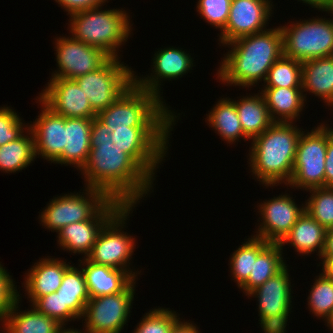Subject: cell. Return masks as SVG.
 Here are the masks:
<instances>
[{
    "instance_id": "10",
    "label": "cell",
    "mask_w": 333,
    "mask_h": 333,
    "mask_svg": "<svg viewBox=\"0 0 333 333\" xmlns=\"http://www.w3.org/2000/svg\"><path fill=\"white\" fill-rule=\"evenodd\" d=\"M85 193L54 197L39 214L40 224L58 232L64 226L92 219L111 198L102 190L85 187ZM86 195V196H85Z\"/></svg>"
},
{
    "instance_id": "16",
    "label": "cell",
    "mask_w": 333,
    "mask_h": 333,
    "mask_svg": "<svg viewBox=\"0 0 333 333\" xmlns=\"http://www.w3.org/2000/svg\"><path fill=\"white\" fill-rule=\"evenodd\" d=\"M287 194L263 201L257 206L262 222L259 224L260 226L258 225L254 236L271 243H279L291 230L305 211V205L298 207L295 199Z\"/></svg>"
},
{
    "instance_id": "45",
    "label": "cell",
    "mask_w": 333,
    "mask_h": 333,
    "mask_svg": "<svg viewBox=\"0 0 333 333\" xmlns=\"http://www.w3.org/2000/svg\"><path fill=\"white\" fill-rule=\"evenodd\" d=\"M321 259L323 273L333 278V253H322Z\"/></svg>"
},
{
    "instance_id": "11",
    "label": "cell",
    "mask_w": 333,
    "mask_h": 333,
    "mask_svg": "<svg viewBox=\"0 0 333 333\" xmlns=\"http://www.w3.org/2000/svg\"><path fill=\"white\" fill-rule=\"evenodd\" d=\"M119 58H110L98 70L74 79L98 114L134 83V71Z\"/></svg>"
},
{
    "instance_id": "8",
    "label": "cell",
    "mask_w": 333,
    "mask_h": 333,
    "mask_svg": "<svg viewBox=\"0 0 333 333\" xmlns=\"http://www.w3.org/2000/svg\"><path fill=\"white\" fill-rule=\"evenodd\" d=\"M327 151V124L316 128L299 137L293 174L289 187L308 190L325 187V158Z\"/></svg>"
},
{
    "instance_id": "44",
    "label": "cell",
    "mask_w": 333,
    "mask_h": 333,
    "mask_svg": "<svg viewBox=\"0 0 333 333\" xmlns=\"http://www.w3.org/2000/svg\"><path fill=\"white\" fill-rule=\"evenodd\" d=\"M191 323V324H190ZM196 324L179 320L171 329L170 333H200Z\"/></svg>"
},
{
    "instance_id": "7",
    "label": "cell",
    "mask_w": 333,
    "mask_h": 333,
    "mask_svg": "<svg viewBox=\"0 0 333 333\" xmlns=\"http://www.w3.org/2000/svg\"><path fill=\"white\" fill-rule=\"evenodd\" d=\"M328 19L313 17L280 26L283 55L301 62L333 56V19Z\"/></svg>"
},
{
    "instance_id": "37",
    "label": "cell",
    "mask_w": 333,
    "mask_h": 333,
    "mask_svg": "<svg viewBox=\"0 0 333 333\" xmlns=\"http://www.w3.org/2000/svg\"><path fill=\"white\" fill-rule=\"evenodd\" d=\"M170 308H154L149 310L138 323L133 333H170L180 320L176 311Z\"/></svg>"
},
{
    "instance_id": "25",
    "label": "cell",
    "mask_w": 333,
    "mask_h": 333,
    "mask_svg": "<svg viewBox=\"0 0 333 333\" xmlns=\"http://www.w3.org/2000/svg\"><path fill=\"white\" fill-rule=\"evenodd\" d=\"M302 90L305 100L307 91L333 108V56L302 62Z\"/></svg>"
},
{
    "instance_id": "3",
    "label": "cell",
    "mask_w": 333,
    "mask_h": 333,
    "mask_svg": "<svg viewBox=\"0 0 333 333\" xmlns=\"http://www.w3.org/2000/svg\"><path fill=\"white\" fill-rule=\"evenodd\" d=\"M301 130L293 122H274L253 139L248 153L250 172L264 186L290 182Z\"/></svg>"
},
{
    "instance_id": "36",
    "label": "cell",
    "mask_w": 333,
    "mask_h": 333,
    "mask_svg": "<svg viewBox=\"0 0 333 333\" xmlns=\"http://www.w3.org/2000/svg\"><path fill=\"white\" fill-rule=\"evenodd\" d=\"M312 195L305 201V211L326 230L333 228V187L308 190Z\"/></svg>"
},
{
    "instance_id": "5",
    "label": "cell",
    "mask_w": 333,
    "mask_h": 333,
    "mask_svg": "<svg viewBox=\"0 0 333 333\" xmlns=\"http://www.w3.org/2000/svg\"><path fill=\"white\" fill-rule=\"evenodd\" d=\"M101 9L99 6L71 14L69 31L75 39L100 48L111 58H120L119 48L131 36L130 16L122 8Z\"/></svg>"
},
{
    "instance_id": "13",
    "label": "cell",
    "mask_w": 333,
    "mask_h": 333,
    "mask_svg": "<svg viewBox=\"0 0 333 333\" xmlns=\"http://www.w3.org/2000/svg\"><path fill=\"white\" fill-rule=\"evenodd\" d=\"M134 280L124 291L88 300L82 318L85 333H120L130 316L135 295Z\"/></svg>"
},
{
    "instance_id": "48",
    "label": "cell",
    "mask_w": 333,
    "mask_h": 333,
    "mask_svg": "<svg viewBox=\"0 0 333 333\" xmlns=\"http://www.w3.org/2000/svg\"><path fill=\"white\" fill-rule=\"evenodd\" d=\"M322 11H326L331 14H333V0H328L325 6L321 9ZM333 19V18H332Z\"/></svg>"
},
{
    "instance_id": "32",
    "label": "cell",
    "mask_w": 333,
    "mask_h": 333,
    "mask_svg": "<svg viewBox=\"0 0 333 333\" xmlns=\"http://www.w3.org/2000/svg\"><path fill=\"white\" fill-rule=\"evenodd\" d=\"M27 131V132H26ZM16 140L0 146V171L15 173L28 167L36 158L34 137L28 128Z\"/></svg>"
},
{
    "instance_id": "9",
    "label": "cell",
    "mask_w": 333,
    "mask_h": 333,
    "mask_svg": "<svg viewBox=\"0 0 333 333\" xmlns=\"http://www.w3.org/2000/svg\"><path fill=\"white\" fill-rule=\"evenodd\" d=\"M172 127H128L111 133L112 141L129 154L154 180L159 163L165 160ZM157 167V168H156Z\"/></svg>"
},
{
    "instance_id": "35",
    "label": "cell",
    "mask_w": 333,
    "mask_h": 333,
    "mask_svg": "<svg viewBox=\"0 0 333 333\" xmlns=\"http://www.w3.org/2000/svg\"><path fill=\"white\" fill-rule=\"evenodd\" d=\"M264 87H302V62L282 55L269 69Z\"/></svg>"
},
{
    "instance_id": "50",
    "label": "cell",
    "mask_w": 333,
    "mask_h": 333,
    "mask_svg": "<svg viewBox=\"0 0 333 333\" xmlns=\"http://www.w3.org/2000/svg\"><path fill=\"white\" fill-rule=\"evenodd\" d=\"M326 326H328L331 331L333 330V318L328 322V324H326Z\"/></svg>"
},
{
    "instance_id": "1",
    "label": "cell",
    "mask_w": 333,
    "mask_h": 333,
    "mask_svg": "<svg viewBox=\"0 0 333 333\" xmlns=\"http://www.w3.org/2000/svg\"><path fill=\"white\" fill-rule=\"evenodd\" d=\"M113 130L97 117L92 119L90 153L80 170L85 187L104 191L124 205H136L151 192L154 179L112 141Z\"/></svg>"
},
{
    "instance_id": "43",
    "label": "cell",
    "mask_w": 333,
    "mask_h": 333,
    "mask_svg": "<svg viewBox=\"0 0 333 333\" xmlns=\"http://www.w3.org/2000/svg\"><path fill=\"white\" fill-rule=\"evenodd\" d=\"M325 187H333V128L327 126V151L325 158Z\"/></svg>"
},
{
    "instance_id": "41",
    "label": "cell",
    "mask_w": 333,
    "mask_h": 333,
    "mask_svg": "<svg viewBox=\"0 0 333 333\" xmlns=\"http://www.w3.org/2000/svg\"><path fill=\"white\" fill-rule=\"evenodd\" d=\"M14 282L12 276L0 263V322L5 320L14 304L21 299Z\"/></svg>"
},
{
    "instance_id": "34",
    "label": "cell",
    "mask_w": 333,
    "mask_h": 333,
    "mask_svg": "<svg viewBox=\"0 0 333 333\" xmlns=\"http://www.w3.org/2000/svg\"><path fill=\"white\" fill-rule=\"evenodd\" d=\"M315 279L308 295V308L314 316L328 324L333 318V278L322 272Z\"/></svg>"
},
{
    "instance_id": "19",
    "label": "cell",
    "mask_w": 333,
    "mask_h": 333,
    "mask_svg": "<svg viewBox=\"0 0 333 333\" xmlns=\"http://www.w3.org/2000/svg\"><path fill=\"white\" fill-rule=\"evenodd\" d=\"M152 60L153 73L150 76L146 75L147 77H137L134 73V83L155 94L161 100L163 97L160 94V81L181 78L193 67V59L190 54L173 46L156 51Z\"/></svg>"
},
{
    "instance_id": "38",
    "label": "cell",
    "mask_w": 333,
    "mask_h": 333,
    "mask_svg": "<svg viewBox=\"0 0 333 333\" xmlns=\"http://www.w3.org/2000/svg\"><path fill=\"white\" fill-rule=\"evenodd\" d=\"M232 0H198L197 12L207 23L222 31L228 21Z\"/></svg>"
},
{
    "instance_id": "6",
    "label": "cell",
    "mask_w": 333,
    "mask_h": 333,
    "mask_svg": "<svg viewBox=\"0 0 333 333\" xmlns=\"http://www.w3.org/2000/svg\"><path fill=\"white\" fill-rule=\"evenodd\" d=\"M133 207L136 206L123 205L105 223L86 259L95 264L127 271L134 279H137V274L140 272H133V269L131 270L129 267L133 251L136 248V239L122 231Z\"/></svg>"
},
{
    "instance_id": "21",
    "label": "cell",
    "mask_w": 333,
    "mask_h": 333,
    "mask_svg": "<svg viewBox=\"0 0 333 333\" xmlns=\"http://www.w3.org/2000/svg\"><path fill=\"white\" fill-rule=\"evenodd\" d=\"M48 257V258H47ZM42 258L37 261L25 276L24 286L27 299L34 303L38 298L56 292L70 263L59 258Z\"/></svg>"
},
{
    "instance_id": "2",
    "label": "cell",
    "mask_w": 333,
    "mask_h": 333,
    "mask_svg": "<svg viewBox=\"0 0 333 333\" xmlns=\"http://www.w3.org/2000/svg\"><path fill=\"white\" fill-rule=\"evenodd\" d=\"M224 46L232 48L224 55L217 78L230 86L254 87L265 81L269 69L283 55V34L280 26L268 28Z\"/></svg>"
},
{
    "instance_id": "46",
    "label": "cell",
    "mask_w": 333,
    "mask_h": 333,
    "mask_svg": "<svg viewBox=\"0 0 333 333\" xmlns=\"http://www.w3.org/2000/svg\"><path fill=\"white\" fill-rule=\"evenodd\" d=\"M323 253H333V228L327 229Z\"/></svg>"
},
{
    "instance_id": "24",
    "label": "cell",
    "mask_w": 333,
    "mask_h": 333,
    "mask_svg": "<svg viewBox=\"0 0 333 333\" xmlns=\"http://www.w3.org/2000/svg\"><path fill=\"white\" fill-rule=\"evenodd\" d=\"M326 231L318 221L304 211L279 245L283 249L285 243L289 244L303 256L318 250L317 256L320 259L325 248Z\"/></svg>"
},
{
    "instance_id": "30",
    "label": "cell",
    "mask_w": 333,
    "mask_h": 333,
    "mask_svg": "<svg viewBox=\"0 0 333 333\" xmlns=\"http://www.w3.org/2000/svg\"><path fill=\"white\" fill-rule=\"evenodd\" d=\"M206 116L207 124L211 128L213 127L225 142L227 141V143L231 144L239 141L241 138L244 141L248 140L244 135L234 99L231 100L228 97L220 98L216 106Z\"/></svg>"
},
{
    "instance_id": "4",
    "label": "cell",
    "mask_w": 333,
    "mask_h": 333,
    "mask_svg": "<svg viewBox=\"0 0 333 333\" xmlns=\"http://www.w3.org/2000/svg\"><path fill=\"white\" fill-rule=\"evenodd\" d=\"M174 113L155 94L133 83L97 118L115 131L128 127H172L178 117Z\"/></svg>"
},
{
    "instance_id": "51",
    "label": "cell",
    "mask_w": 333,
    "mask_h": 333,
    "mask_svg": "<svg viewBox=\"0 0 333 333\" xmlns=\"http://www.w3.org/2000/svg\"><path fill=\"white\" fill-rule=\"evenodd\" d=\"M264 333H286L285 331H264Z\"/></svg>"
},
{
    "instance_id": "17",
    "label": "cell",
    "mask_w": 333,
    "mask_h": 333,
    "mask_svg": "<svg viewBox=\"0 0 333 333\" xmlns=\"http://www.w3.org/2000/svg\"><path fill=\"white\" fill-rule=\"evenodd\" d=\"M49 81L37 97L54 113L64 118L97 117L89 99L75 80L50 78Z\"/></svg>"
},
{
    "instance_id": "28",
    "label": "cell",
    "mask_w": 333,
    "mask_h": 333,
    "mask_svg": "<svg viewBox=\"0 0 333 333\" xmlns=\"http://www.w3.org/2000/svg\"><path fill=\"white\" fill-rule=\"evenodd\" d=\"M244 135L253 140L261 135L274 121L271 119L266 100L260 92L234 101Z\"/></svg>"
},
{
    "instance_id": "22",
    "label": "cell",
    "mask_w": 333,
    "mask_h": 333,
    "mask_svg": "<svg viewBox=\"0 0 333 333\" xmlns=\"http://www.w3.org/2000/svg\"><path fill=\"white\" fill-rule=\"evenodd\" d=\"M92 119L64 118V149L62 154L53 162L73 165L81 170L87 163L90 153V133Z\"/></svg>"
},
{
    "instance_id": "33",
    "label": "cell",
    "mask_w": 333,
    "mask_h": 333,
    "mask_svg": "<svg viewBox=\"0 0 333 333\" xmlns=\"http://www.w3.org/2000/svg\"><path fill=\"white\" fill-rule=\"evenodd\" d=\"M262 238L251 236L240 245L231 255L230 270L233 280L240 287L248 280L250 272L253 271V258H257L258 254L269 244Z\"/></svg>"
},
{
    "instance_id": "40",
    "label": "cell",
    "mask_w": 333,
    "mask_h": 333,
    "mask_svg": "<svg viewBox=\"0 0 333 333\" xmlns=\"http://www.w3.org/2000/svg\"><path fill=\"white\" fill-rule=\"evenodd\" d=\"M14 109L0 107V146L16 140L28 129Z\"/></svg>"
},
{
    "instance_id": "47",
    "label": "cell",
    "mask_w": 333,
    "mask_h": 333,
    "mask_svg": "<svg viewBox=\"0 0 333 333\" xmlns=\"http://www.w3.org/2000/svg\"><path fill=\"white\" fill-rule=\"evenodd\" d=\"M302 1L305 4L311 5L312 8H316L321 11V9L325 6L328 0H298Z\"/></svg>"
},
{
    "instance_id": "23",
    "label": "cell",
    "mask_w": 333,
    "mask_h": 333,
    "mask_svg": "<svg viewBox=\"0 0 333 333\" xmlns=\"http://www.w3.org/2000/svg\"><path fill=\"white\" fill-rule=\"evenodd\" d=\"M83 260H79V266L83 270L90 298L122 292L135 280L127 271L95 264L86 258Z\"/></svg>"
},
{
    "instance_id": "42",
    "label": "cell",
    "mask_w": 333,
    "mask_h": 333,
    "mask_svg": "<svg viewBox=\"0 0 333 333\" xmlns=\"http://www.w3.org/2000/svg\"><path fill=\"white\" fill-rule=\"evenodd\" d=\"M61 8H63L68 15L85 11L91 8H96L99 6H104L107 0H55Z\"/></svg>"
},
{
    "instance_id": "39",
    "label": "cell",
    "mask_w": 333,
    "mask_h": 333,
    "mask_svg": "<svg viewBox=\"0 0 333 333\" xmlns=\"http://www.w3.org/2000/svg\"><path fill=\"white\" fill-rule=\"evenodd\" d=\"M39 312L57 320L61 325H68V321L80 320L70 309H62V300L57 292L38 298L33 304Z\"/></svg>"
},
{
    "instance_id": "49",
    "label": "cell",
    "mask_w": 333,
    "mask_h": 333,
    "mask_svg": "<svg viewBox=\"0 0 333 333\" xmlns=\"http://www.w3.org/2000/svg\"><path fill=\"white\" fill-rule=\"evenodd\" d=\"M61 333H85V332H83L82 330H76V328L75 329H73V328H68V329H64Z\"/></svg>"
},
{
    "instance_id": "18",
    "label": "cell",
    "mask_w": 333,
    "mask_h": 333,
    "mask_svg": "<svg viewBox=\"0 0 333 333\" xmlns=\"http://www.w3.org/2000/svg\"><path fill=\"white\" fill-rule=\"evenodd\" d=\"M123 205L122 202L111 199L92 219L64 226L57 232L59 247L74 254L84 253L86 258L105 223Z\"/></svg>"
},
{
    "instance_id": "27",
    "label": "cell",
    "mask_w": 333,
    "mask_h": 333,
    "mask_svg": "<svg viewBox=\"0 0 333 333\" xmlns=\"http://www.w3.org/2000/svg\"><path fill=\"white\" fill-rule=\"evenodd\" d=\"M19 301L2 322V333H61L65 329L57 320L42 314L32 305L30 310L19 312Z\"/></svg>"
},
{
    "instance_id": "31",
    "label": "cell",
    "mask_w": 333,
    "mask_h": 333,
    "mask_svg": "<svg viewBox=\"0 0 333 333\" xmlns=\"http://www.w3.org/2000/svg\"><path fill=\"white\" fill-rule=\"evenodd\" d=\"M62 309H70L79 319H82L85 306L90 299L82 268L70 266L64 273L59 289Z\"/></svg>"
},
{
    "instance_id": "26",
    "label": "cell",
    "mask_w": 333,
    "mask_h": 333,
    "mask_svg": "<svg viewBox=\"0 0 333 333\" xmlns=\"http://www.w3.org/2000/svg\"><path fill=\"white\" fill-rule=\"evenodd\" d=\"M261 93L274 122H294L305 107L302 87H263Z\"/></svg>"
},
{
    "instance_id": "12",
    "label": "cell",
    "mask_w": 333,
    "mask_h": 333,
    "mask_svg": "<svg viewBox=\"0 0 333 333\" xmlns=\"http://www.w3.org/2000/svg\"><path fill=\"white\" fill-rule=\"evenodd\" d=\"M287 266L247 296L258 298L259 324L263 331H287L292 309V286Z\"/></svg>"
},
{
    "instance_id": "29",
    "label": "cell",
    "mask_w": 333,
    "mask_h": 333,
    "mask_svg": "<svg viewBox=\"0 0 333 333\" xmlns=\"http://www.w3.org/2000/svg\"><path fill=\"white\" fill-rule=\"evenodd\" d=\"M282 250L279 243L270 242L257 258H253V271L250 272L248 280L240 287L246 296L286 266Z\"/></svg>"
},
{
    "instance_id": "15",
    "label": "cell",
    "mask_w": 333,
    "mask_h": 333,
    "mask_svg": "<svg viewBox=\"0 0 333 333\" xmlns=\"http://www.w3.org/2000/svg\"><path fill=\"white\" fill-rule=\"evenodd\" d=\"M271 0H232L229 18L219 35L226 45L238 38L267 30L272 13Z\"/></svg>"
},
{
    "instance_id": "14",
    "label": "cell",
    "mask_w": 333,
    "mask_h": 333,
    "mask_svg": "<svg viewBox=\"0 0 333 333\" xmlns=\"http://www.w3.org/2000/svg\"><path fill=\"white\" fill-rule=\"evenodd\" d=\"M58 70L51 78L74 80L102 67L111 57L100 48L85 44L73 36L55 39Z\"/></svg>"
},
{
    "instance_id": "20",
    "label": "cell",
    "mask_w": 333,
    "mask_h": 333,
    "mask_svg": "<svg viewBox=\"0 0 333 333\" xmlns=\"http://www.w3.org/2000/svg\"><path fill=\"white\" fill-rule=\"evenodd\" d=\"M41 113L28 128L34 137L36 157L54 162L64 149V117L54 113L38 97Z\"/></svg>"
}]
</instances>
